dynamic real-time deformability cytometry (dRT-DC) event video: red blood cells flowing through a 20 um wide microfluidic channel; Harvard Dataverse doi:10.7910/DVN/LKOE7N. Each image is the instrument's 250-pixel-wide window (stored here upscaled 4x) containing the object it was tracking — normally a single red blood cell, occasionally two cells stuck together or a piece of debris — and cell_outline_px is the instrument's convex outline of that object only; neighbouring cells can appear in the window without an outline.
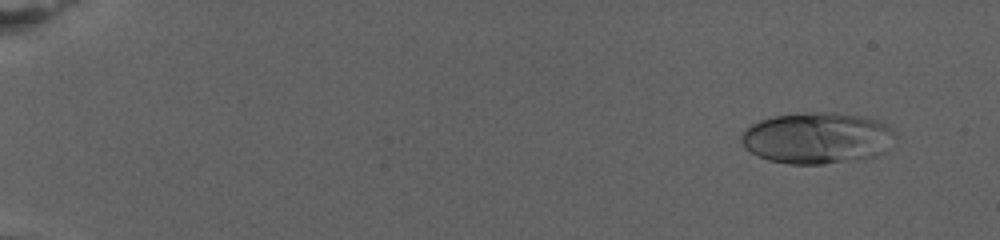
{"species": "human", "species_latin": "Homo sapiens", "temperature_condition": "warm", "stored_images_in_passage": 20, "camera_frame_rate_fps": 3000, "um_per_image_px": 0.085, "donor": {"sex": "female"}, "frame": {"image": 1, "passage_image": 3, "time_ms": 2.0, "image_size_px": [1000, 240], "cell_outline_px": [[892, 132], [884, 152], [876, 156], [856, 160], [824, 164], [788, 164], [768, 160], [744, 148], [740, 140], [740, 136], [744, 128], [760, 120], [772, 116], [808, 112], [836, 112], [864, 116], [876, 120], [884, 124]], "centroid_in_image_um": [69.37, 11.73], "position_along_channel_um": 15.6, "area_um2": 45.89}}
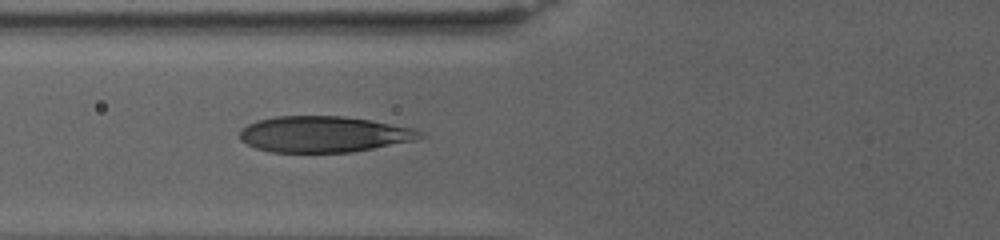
{"frame": {"image": 2, "passage_image": 13, "time_ms": 11.0, "image_size_px": [1000, 240], "cell_outline_px": [[428, 136], [416, 140], [352, 152], [272, 152], [256, 148], [240, 140], [240, 128], [256, 120], [276, 116], [344, 116], [372, 120], [412, 128]], "centroid_in_image_um": [27.52, 11.4], "position_along_channel_um": 98.3, "area_um2": 37.97}}
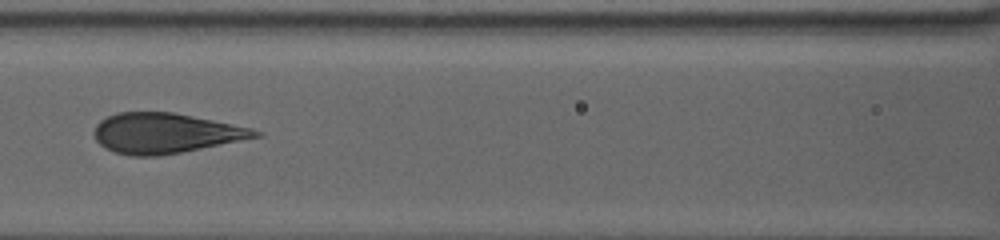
{"frame": {"image": 3, "passage_image": 18, "time_ms": 13.0, "image_size_px": [1000, 240], "cell_outline_px": [[264, 136], [180, 152], [156, 156], [132, 156], [116, 152], [104, 148], [96, 140], [92, 132], [96, 124], [100, 120], [116, 112], [172, 112], [252, 128], [264, 132]], "centroid_in_image_um": [14.04, 11.32], "position_along_channel_um": 152.6, "area_um2": 37.63}}